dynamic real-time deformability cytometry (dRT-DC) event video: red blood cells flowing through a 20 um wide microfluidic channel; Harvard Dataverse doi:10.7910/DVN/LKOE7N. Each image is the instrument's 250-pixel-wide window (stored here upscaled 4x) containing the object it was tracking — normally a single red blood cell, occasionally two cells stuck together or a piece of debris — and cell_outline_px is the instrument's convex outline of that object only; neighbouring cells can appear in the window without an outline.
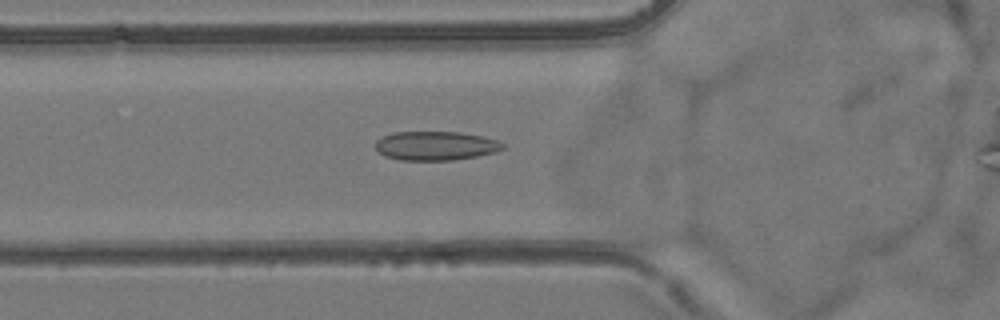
{"species": "common noctule bat (a hibernating species)", "species_latin": "Nyctalus noctula", "temperature_condition": "room temperature", "stored_images_in_passage": 32, "camera_frame_rate_fps": 3000, "um_per_image_px": 0.085, "animal": {"sex": "female", "body_mass_g": 24.6, "forearm_length_mm": 56.2}, "frame": {"image": 1, "passage_image": 4, "time_ms": 1.0, "image_size_px": [1000, 320], "cell_outline_px": [[504, 148], [496, 152], [476, 156], [452, 160], [400, 160], [384, 156], [376, 148], [376, 140], [380, 136], [392, 132], [460, 132], [480, 136], [496, 140], [504, 144]], "centroid_in_image_um": [36.99, 12.39], "position_along_channel_um": 88.8, "area_um2": 21.5}}
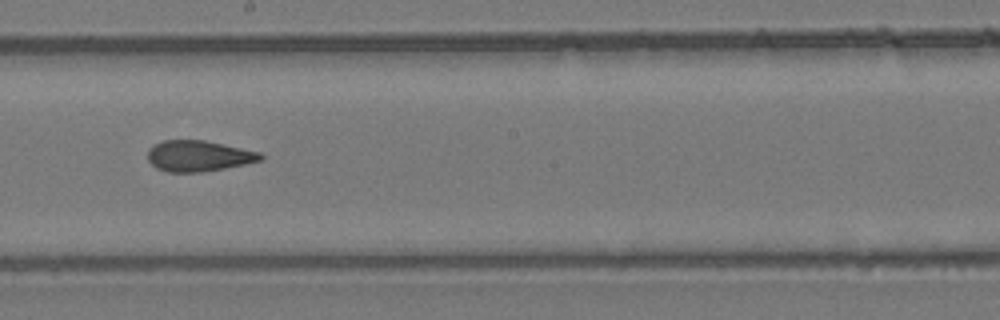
{"frame": {"image": 2, "passage_image": 15, "time_ms": 4.667, "image_size_px": [1000, 320], "cell_outline_px": [[264, 156], [260, 160], [244, 164], [224, 168], [200, 172], [168, 172], [156, 168], [148, 160], [148, 148], [164, 140], [204, 140], [260, 152]], "centroid_in_image_um": [16.85, 13.25], "position_along_channel_um": 231.3, "area_um2": 20.11}}
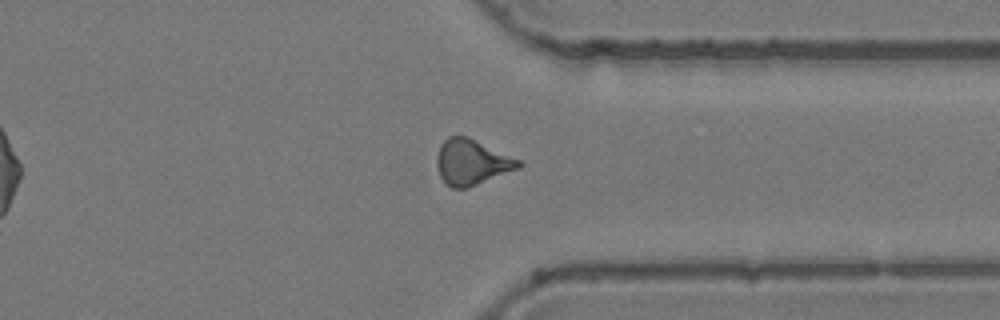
{"frame": {"image": 3, "passage_image": 26, "time_ms": 8.333, "image_size_px": [1000, 320], "cell_outline_px": [[524, 164], [520, 168], [476, 184], [464, 188], [452, 188], [444, 184], [440, 176], [436, 164], [436, 156], [440, 144], [448, 136], [468, 136], [520, 160]], "centroid_in_image_um": [40.07, 13.77], "position_along_channel_um": 371.3, "area_um2": 21.68}}